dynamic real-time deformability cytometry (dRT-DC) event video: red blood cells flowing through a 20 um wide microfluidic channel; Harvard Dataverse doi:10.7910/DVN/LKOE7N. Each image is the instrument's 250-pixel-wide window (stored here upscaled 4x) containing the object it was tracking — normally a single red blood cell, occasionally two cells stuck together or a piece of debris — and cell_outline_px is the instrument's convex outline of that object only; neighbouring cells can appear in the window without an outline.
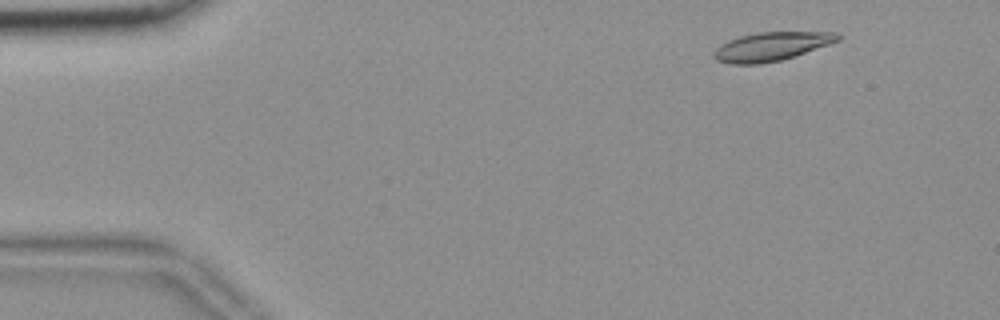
{"species": "common noctule bat (a hibernating species)", "species_latin": "Nyctalus noctula", "temperature_condition": "room temperature", "stored_images_in_passage": 53, "camera_frame_rate_fps": 3000, "um_per_image_px": 0.085, "animal": {"sex": "female", "body_mass_g": 18.4}, "frame": {"image": 1, "passage_image": 4, "time_ms": 1.0, "image_size_px": [1000, 320], "cell_outline_px": [[844, 36], [840, 40], [780, 60], [760, 64], [728, 64], [716, 60], [712, 56], [712, 52], [720, 44], [728, 40], [740, 36], [756, 32], [836, 32]], "centroid_in_image_um": [65.51, 3.94], "position_along_channel_um": 19.5, "area_um2": 20.69}}
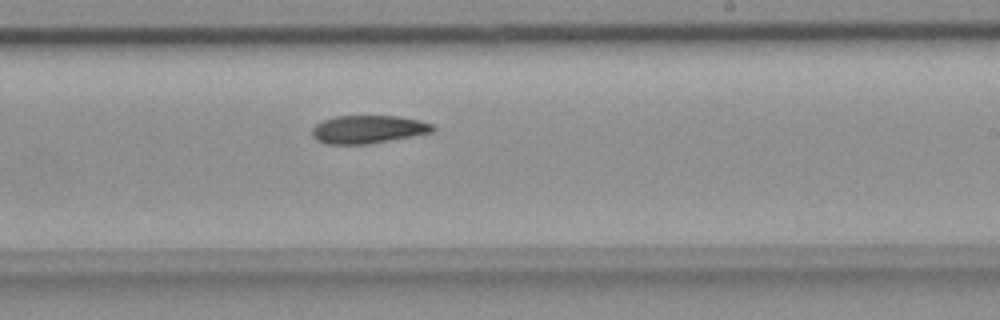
{"frame": {"image": 2, "passage_image": 31, "time_ms": 10.0, "image_size_px": [1000, 320], "cell_outline_px": [[436, 132], [372, 144], [324, 144], [316, 140], [312, 136], [312, 128], [316, 124], [324, 120], [336, 116], [396, 116], [420, 120], [432, 124], [436, 128]], "centroid_in_image_um": [31.33, 11.01], "position_along_channel_um": 257.7, "area_um2": 20.06}}
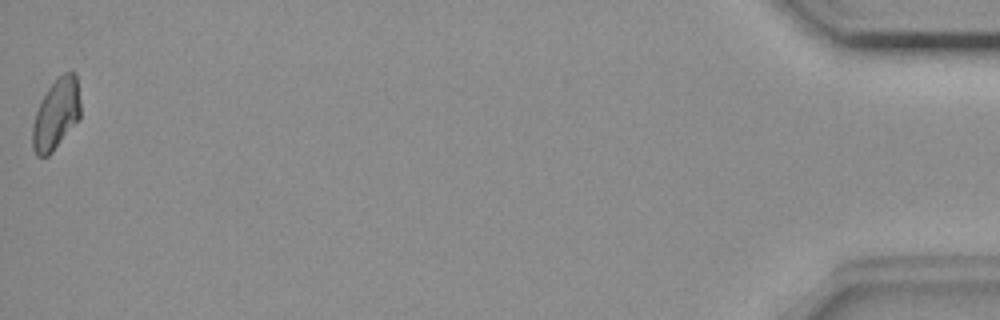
{"frame": {"image": 3, "passage_image": 53, "time_ms": 17.333, "image_size_px": [1000, 320], "cell_outline_px": [[80, 116], [52, 152], [48, 156], [36, 156], [32, 148], [32, 124], [40, 100], [48, 88], [64, 72], [72, 68], [76, 72], [80, 100]], "centroid_in_image_um": [4.76, 9.67], "position_along_channel_um": 430.4, "area_um2": 19.77}, "authors_computed_cell_mechanics": {"area_um2": 20.4612, "velocity_mm_per_s": 3.6708, "shape_relaxation_time_tau1_ms": null, "shape_relaxation_time_tau2_ms": 4.866, "deformation_change_tau1": null, "deformation_change_tau2": 0.1117}}